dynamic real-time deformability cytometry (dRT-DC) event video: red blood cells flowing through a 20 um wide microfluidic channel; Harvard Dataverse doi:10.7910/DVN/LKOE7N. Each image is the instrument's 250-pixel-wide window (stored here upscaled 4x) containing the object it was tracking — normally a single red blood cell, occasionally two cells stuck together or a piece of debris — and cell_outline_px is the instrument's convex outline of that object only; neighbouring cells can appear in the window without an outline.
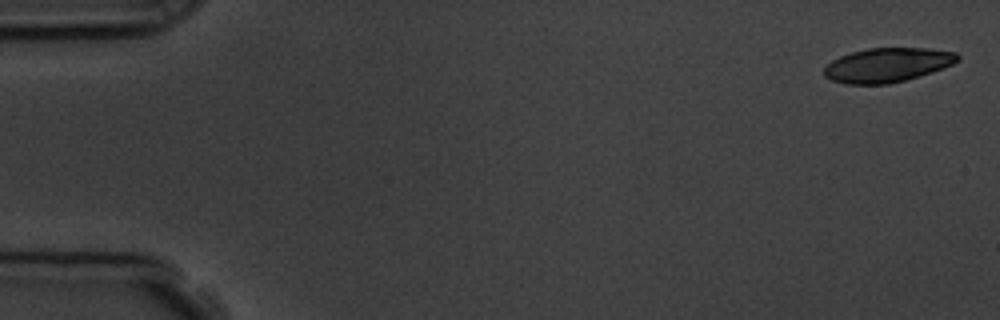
{"species": "common noctule bat (a hibernating species)", "species_latin": "Nyctalus noctula", "temperature_condition": "room temperature", "stored_images_in_passage": 5, "camera_frame_rate_fps": 3000, "um_per_image_px": 0.085, "animal": {"sex": "male", "body_mass_g": 19.5, "forearm_length_mm": 54.6}, "frame": {"image": 1, "passage_image": 1, "time_ms": 0.0, "image_size_px": [1000, 320], "cell_outline_px": [[960, 60], [952, 64], [932, 72], [904, 80], [888, 84], [844, 84], [832, 80], [824, 76], [824, 68], [832, 60], [840, 56], [852, 52], [868, 48], [928, 48], [956, 52], [960, 56]], "centroid_in_image_um": [75.42, 5.52], "position_along_channel_um": 9.6, "area_um2": 26.59}}